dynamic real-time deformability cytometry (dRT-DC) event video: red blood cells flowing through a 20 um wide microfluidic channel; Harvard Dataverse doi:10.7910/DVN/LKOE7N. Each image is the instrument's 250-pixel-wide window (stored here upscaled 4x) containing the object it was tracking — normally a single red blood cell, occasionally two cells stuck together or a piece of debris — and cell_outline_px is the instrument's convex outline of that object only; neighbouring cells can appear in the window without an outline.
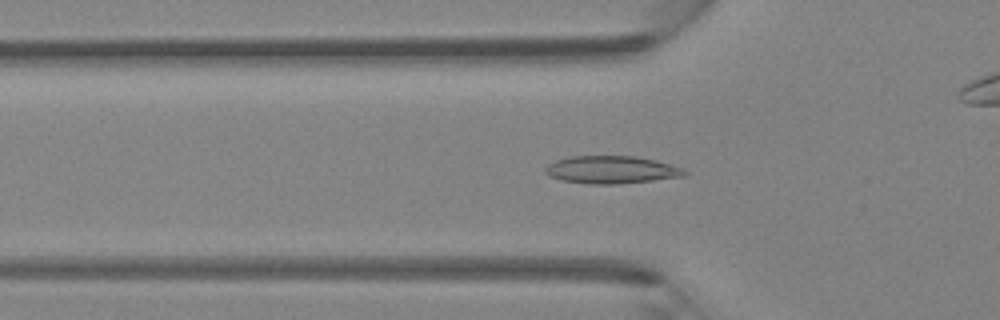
{"species": "Egyptian fruit bat (a non-hibernating species)", "species_latin": "Rousettus aegyptiacus", "temperature_condition": "room temperature", "stored_images_in_passage": 46, "camera_frame_rate_fps": 3000, "um_per_image_px": 0.085, "animal": {"sex": "female"}, "frame": {"image": 1, "passage_image": 15, "time_ms": 4.667, "image_size_px": [1000, 320], "cell_outline_px": [[688, 172], [684, 176], [620, 184], [588, 184], [560, 180], [548, 176], [544, 172], [544, 168], [548, 164], [556, 160], [572, 156], [636, 156], [656, 160], [684, 168]], "centroid_in_image_um": [51.95, 14.43], "position_along_channel_um": 73.8, "area_um2": 22.6}}
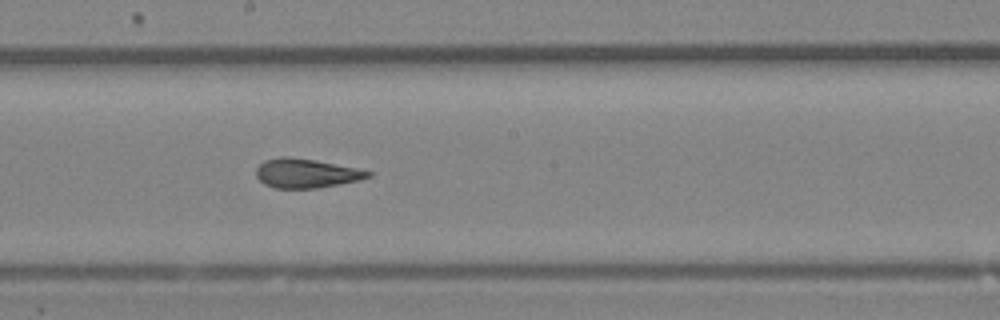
{"frame": {"image": 2, "passage_image": 25, "time_ms": 8.0, "image_size_px": [1000, 320], "cell_outline_px": [[372, 176], [360, 180], [316, 188], [276, 188], [264, 184], [256, 176], [256, 168], [264, 160], [284, 156], [288, 156], [316, 160], [356, 168], [372, 172]], "centroid_in_image_um": [26.01, 14.72], "position_along_channel_um": 222.2, "area_um2": 18.96}}
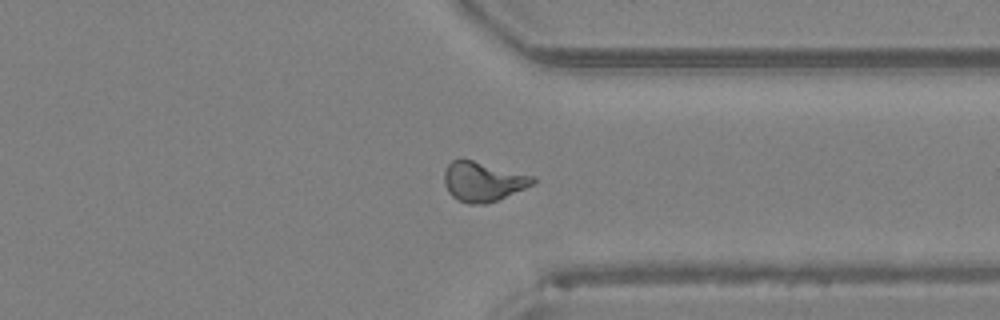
{"frame": {"image": 3, "passage_image": 35, "time_ms": 11.333, "image_size_px": [1000, 320], "cell_outline_px": [[536, 184], [496, 200], [484, 204], [468, 204], [456, 200], [448, 192], [444, 184], [444, 172], [448, 164], [452, 160], [472, 160], [536, 176]], "centroid_in_image_um": [41.07, 15.44], "position_along_channel_um": 370.3, "area_um2": 20.52}}